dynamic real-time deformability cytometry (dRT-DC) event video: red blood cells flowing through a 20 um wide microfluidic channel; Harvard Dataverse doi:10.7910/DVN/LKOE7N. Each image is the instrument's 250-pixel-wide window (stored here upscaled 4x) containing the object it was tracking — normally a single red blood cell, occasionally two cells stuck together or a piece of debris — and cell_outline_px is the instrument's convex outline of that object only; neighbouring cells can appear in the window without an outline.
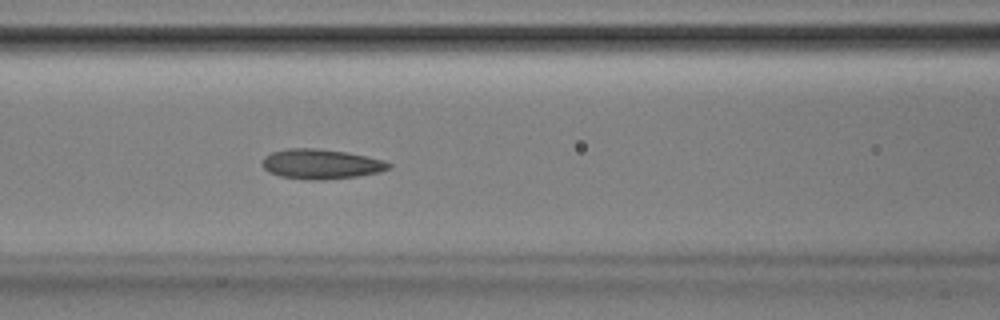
{"species": "Egyptian fruit bat (a non-hibernating species)", "species_latin": "Rousettus aegyptiacus", "temperature_condition": "room temperature", "stored_images_in_passage": 52, "camera_frame_rate_fps": 3000, "um_per_image_px": 0.085, "animal": {"sex": "male"}, "frame": {"image": 1, "passage_image": 22, "time_ms": 7.0, "image_size_px": [1000, 320], "cell_outline_px": [[392, 168], [380, 172], [360, 176], [324, 180], [312, 180], [280, 176], [268, 172], [264, 168], [264, 156], [272, 152], [288, 148], [316, 148], [344, 152], [384, 160], [392, 164]], "centroid_in_image_um": [27.32, 13.95], "position_along_channel_um": 139.3, "area_um2": 21.96}}
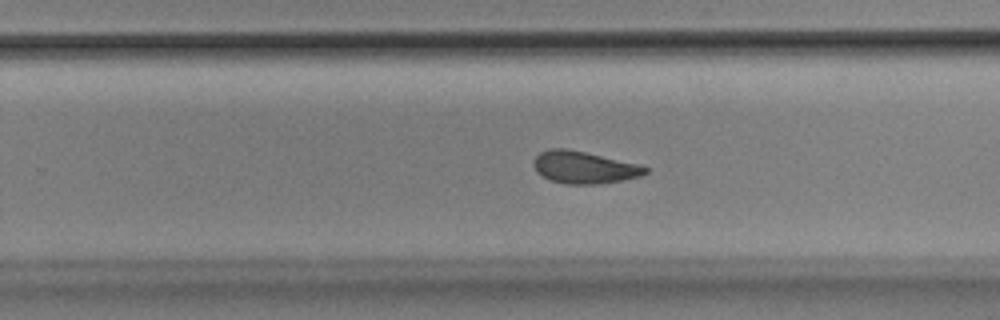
{"frame": {"image": 2, "passage_image": 33, "time_ms": 10.667, "image_size_px": [1000, 320], "cell_outline_px": [[648, 172], [640, 176], [600, 184], [568, 184], [552, 180], [536, 172], [532, 164], [536, 156], [540, 152], [548, 148], [564, 148], [584, 152], [640, 164], [648, 168]], "centroid_in_image_um": [49.63, 14.22], "position_along_channel_um": 280.2, "area_um2": 20.81}}
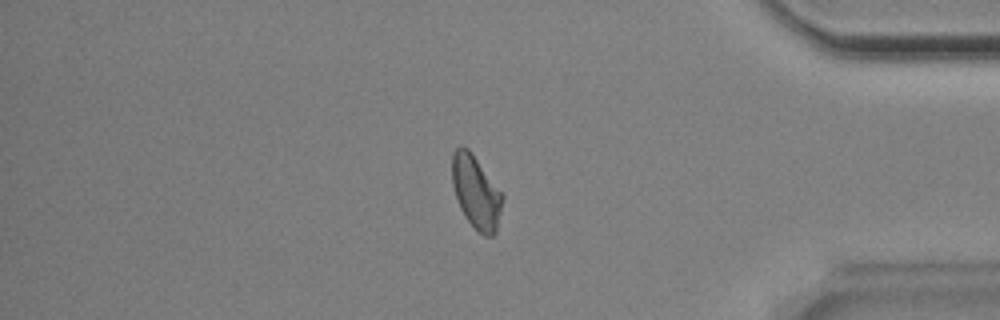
{"frame": {"image": 3, "passage_image": 44, "time_ms": 14.333, "image_size_px": [1000, 320], "cell_outline_px": [[504, 196], [496, 232], [492, 236], [484, 236], [476, 232], [464, 216], [460, 208], [452, 184], [452, 152], [460, 144], [468, 148]], "centroid_in_image_um": [40.45, 16.35], "position_along_channel_um": 394.8, "area_um2": 21.44}, "authors_computed_cell_mechanics": {"area_um2": 21.7328, "velocity_mm_per_s": 3.8645, "shape_relaxation_time_tau1_ms": 4.7924, "shape_relaxation_time_tau2_ms": 1.7601, "deformation_change_tau1": 0.1294, "deformation_change_tau2": 0.0855}}